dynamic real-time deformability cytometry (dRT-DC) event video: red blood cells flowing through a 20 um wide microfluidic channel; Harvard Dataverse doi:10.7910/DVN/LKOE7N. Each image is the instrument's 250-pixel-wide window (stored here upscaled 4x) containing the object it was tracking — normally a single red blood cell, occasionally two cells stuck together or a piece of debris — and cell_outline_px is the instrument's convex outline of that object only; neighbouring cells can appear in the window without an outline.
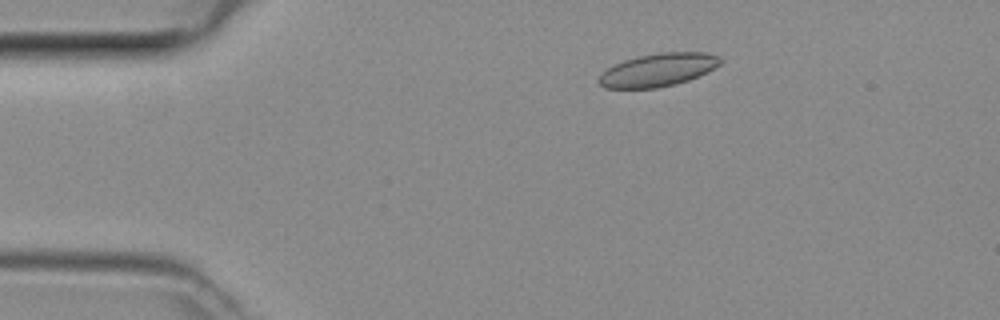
{"species": "common noctule bat (a hibernating species)", "species_latin": "Nyctalus noctula", "temperature_condition": "room temperature", "stored_images_in_passage": 35, "camera_frame_rate_fps": 3000, "um_per_image_px": 0.085, "animal": {"sex": "female", "body_mass_g": 29.2, "forearm_length_mm": 56.3}, "frame": {"image": 1, "passage_image": 2, "time_ms": 0.333, "image_size_px": [1000, 320], "cell_outline_px": [[720, 64], [688, 80], [676, 84], [656, 88], [604, 88], [596, 80], [608, 68], [624, 60], [640, 56], [660, 52], [704, 52], [720, 56]], "centroid_in_image_um": [55.91, 5.94], "position_along_channel_um": 29.1, "area_um2": 23.0}}
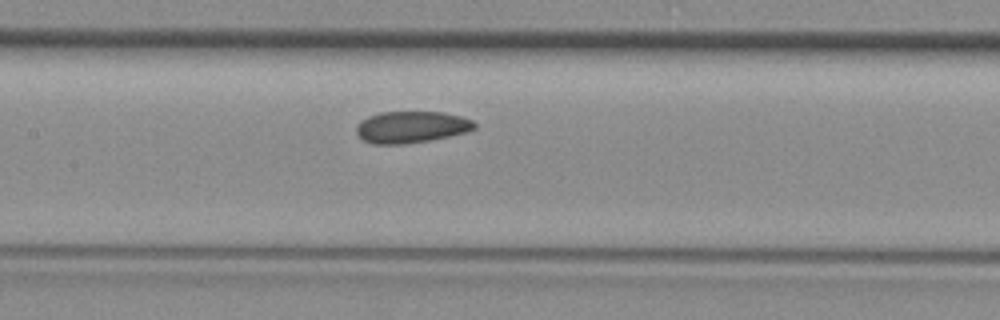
{"frame": {"image": 2, "passage_image": 16, "time_ms": 5.0, "image_size_px": [1000, 320], "cell_outline_px": [[476, 128], [468, 132], [428, 140], [404, 144], [372, 144], [364, 140], [356, 132], [356, 124], [360, 120], [368, 116], [380, 112], [444, 112], [460, 116], [472, 120], [476, 124]], "centroid_in_image_um": [34.95, 10.79], "position_along_channel_um": 172.5, "area_um2": 21.85}}
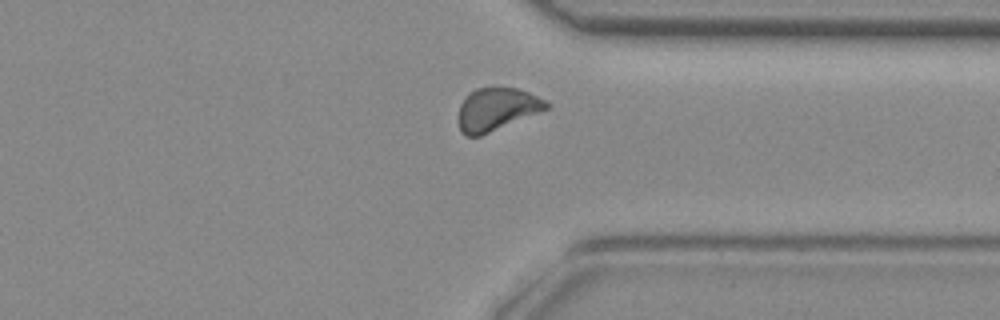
{"frame": {"image": 3, "passage_image": 30, "time_ms": 9.667, "image_size_px": [1000, 320], "cell_outline_px": [[548, 108], [480, 136], [464, 136], [460, 132], [456, 120], [460, 104], [464, 96], [476, 88], [492, 84], [496, 84], [520, 88], [544, 100], [548, 104]], "centroid_in_image_um": [42.12, 9.23], "position_along_channel_um": 369.3, "area_um2": 22.54}}